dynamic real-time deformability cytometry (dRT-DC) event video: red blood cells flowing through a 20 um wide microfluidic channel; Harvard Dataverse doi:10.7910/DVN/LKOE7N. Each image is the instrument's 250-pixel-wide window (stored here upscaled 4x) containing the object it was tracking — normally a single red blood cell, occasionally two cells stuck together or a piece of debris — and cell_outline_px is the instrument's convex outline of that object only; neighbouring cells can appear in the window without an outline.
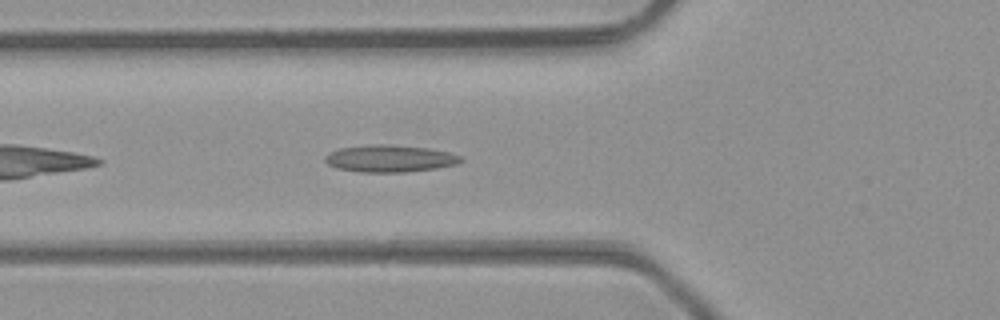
{"species": "common noctule bat (a hibernating species)", "species_latin": "Nyctalus noctula", "temperature_condition": "room temperature", "stored_images_in_passage": 31, "camera_frame_rate_fps": 3000, "um_per_image_px": 0.085, "animal": {"sex": "male", "body_mass_g": 23.1, "forearm_length_mm": 52.7}, "frame": {"image": 1, "passage_image": 4, "time_ms": 1.0, "image_size_px": [1000, 320], "cell_outline_px": [[464, 160], [456, 164], [436, 168], [404, 172], [360, 172], [336, 168], [328, 164], [324, 160], [324, 156], [328, 152], [340, 148], [368, 144], [388, 144], [428, 148], [448, 152], [460, 156]], "centroid_in_image_um": [33.09, 13.47], "position_along_channel_um": 92.7, "area_um2": 21.5}}
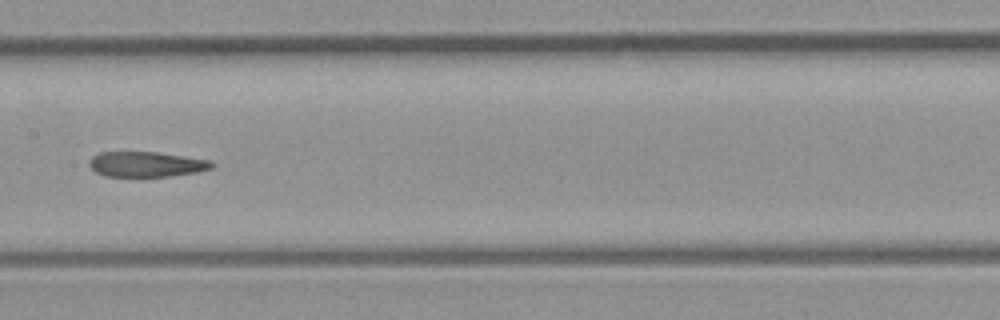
{"frame": {"image": 2, "passage_image": 11, "time_ms": 3.333, "image_size_px": [1000, 320], "cell_outline_px": [[216, 164], [212, 168], [196, 172], [168, 176], [104, 176], [96, 172], [88, 164], [88, 160], [92, 156], [100, 152], [156, 152], [184, 156], [208, 160]], "centroid_in_image_um": [12.41, 13.95], "position_along_channel_um": 195.0, "area_um2": 17.92}}
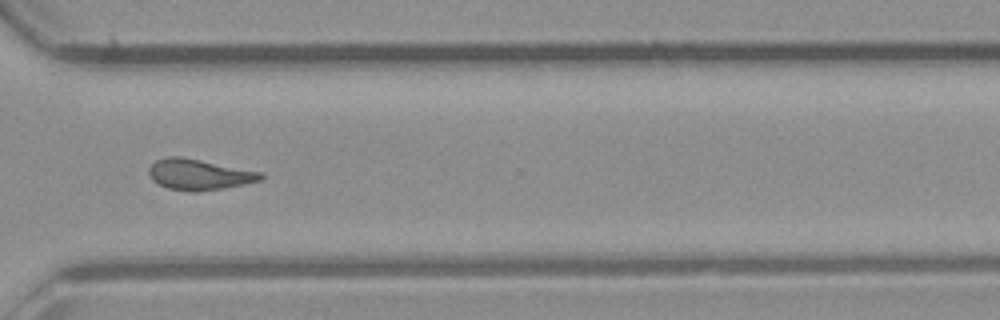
{"frame": {"image": 3, "passage_image": 22, "time_ms": 7.0, "image_size_px": [1000, 320], "cell_outline_px": [[264, 176], [260, 180], [244, 184], [224, 188], [196, 192], [192, 192], [168, 188], [152, 180], [148, 172], [148, 168], [156, 160], [168, 156], [180, 156], [264, 172]], "centroid_in_image_um": [16.93, 14.83], "position_along_channel_um": 353.7, "area_um2": 20.11}, "authors_computed_cell_mechanics": {"area_um2": 19.074, "velocity_mm_per_s": 4.3386, "shape_relaxation_time_tau1_ms": null, "shape_relaxation_time_tau2_ms": 1.676, "deformation_change_tau1": null, "deformation_change_tau2": 0.093}}